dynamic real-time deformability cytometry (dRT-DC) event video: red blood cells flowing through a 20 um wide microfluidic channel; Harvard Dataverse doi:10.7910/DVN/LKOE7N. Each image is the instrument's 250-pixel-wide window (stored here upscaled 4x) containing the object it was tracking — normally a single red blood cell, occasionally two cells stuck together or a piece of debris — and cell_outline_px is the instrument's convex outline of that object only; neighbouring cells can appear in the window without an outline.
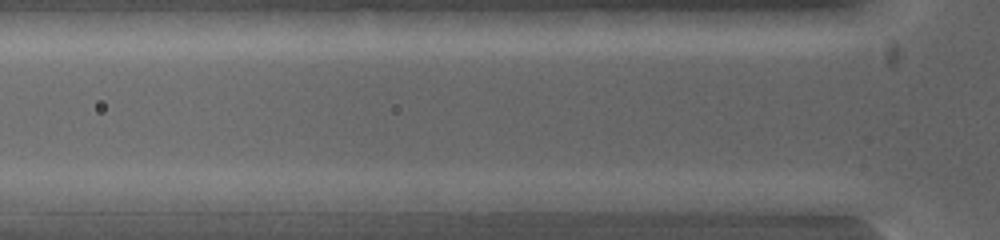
{"species": "common noctule bat (a hibernating species)", "species_latin": "Nyctalus noctula", "temperature_condition": "warm", "stored_images_in_passage": 2, "segment_of_instrument_passage": [2, 2], "camera_frame_rate_fps": 5000, "um_per_image_px": 0.085, "animal": {"sex": "female", "body_mass_g": 19.0, "forearm_length_mm": 53.3}, "frame": {"image": 1, "passage_image": 2, "time_ms": 0.2, "image_size_px": [1000, 240], "cell_outline_px": [[788, 200], [780, 216], [772, 216], [644, 208], [628, 200], [648, 192], [760, 192]], "centroid_in_image_um": [60.71, 17.21], "position_along_channel_um": 65.1, "area_um2": 20.81}}